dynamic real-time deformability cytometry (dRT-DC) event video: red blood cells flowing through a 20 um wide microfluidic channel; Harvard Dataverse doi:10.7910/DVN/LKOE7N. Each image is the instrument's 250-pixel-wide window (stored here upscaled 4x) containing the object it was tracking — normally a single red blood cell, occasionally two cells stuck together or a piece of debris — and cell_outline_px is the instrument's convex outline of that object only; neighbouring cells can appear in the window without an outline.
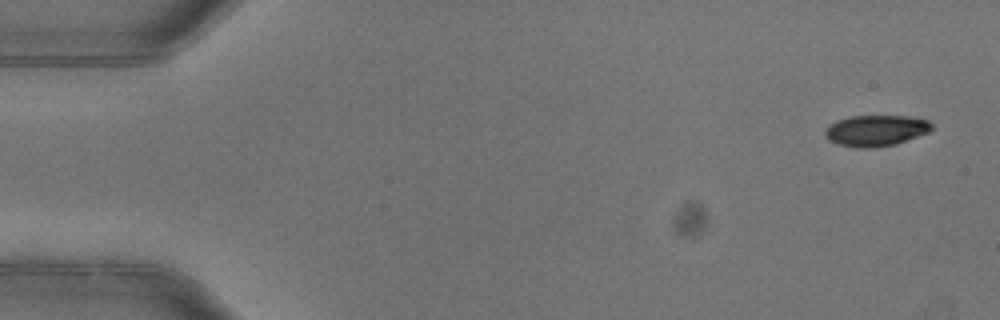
{"species": "common noctule bat (a hibernating species)", "species_latin": "Nyctalus noctula", "temperature_condition": "warm", "stored_images_in_passage": 6, "camera_frame_rate_fps": 3000, "um_per_image_px": 0.085, "animal": {"sex": "female"}, "frame": {"image": 1, "passage_image": 1, "time_ms": 0.0, "image_size_px": [1000, 320], "cell_outline_px": [[932, 128], [928, 132], [896, 144], [872, 148], [856, 148], [840, 144], [828, 140], [824, 136], [824, 132], [832, 124], [840, 120], [852, 116], [912, 116], [928, 120], [932, 124]], "centroid_in_image_um": [74.48, 11.1], "position_along_channel_um": 10.5, "area_um2": 19.13}}
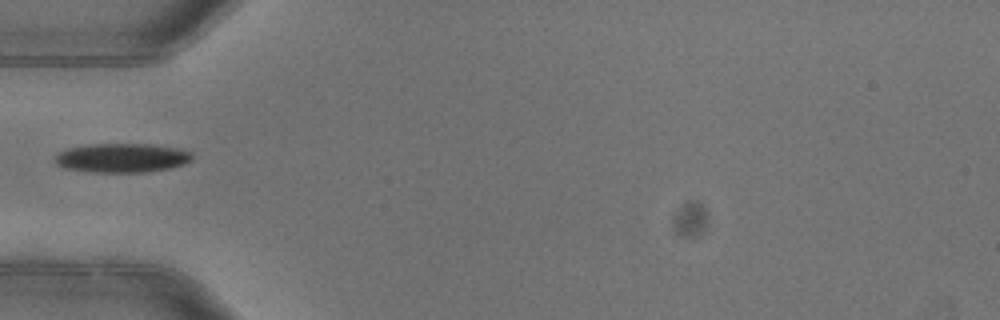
{"frame": {"image": 2, "passage_image": 5, "time_ms": 1.333, "image_size_px": [1000, 320], "cell_outline_px": [[192, 160], [184, 164], [168, 168], [148, 172], [92, 172], [64, 168], [56, 164], [56, 156], [60, 152], [68, 148], [88, 144], [152, 144], [184, 148], [192, 152]], "centroid_in_image_um": [10.42, 13.41], "position_along_channel_um": 74.6, "area_um2": 23.47}}
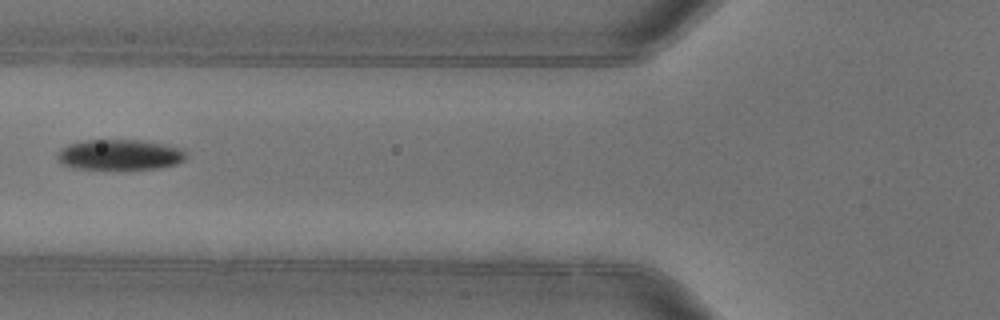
{"frame": {"image": 3, "passage_image": 6, "time_ms": 1.667, "image_size_px": [1000, 320], "cell_outline_px": [[184, 160], [176, 164], [156, 168], [72, 168], [60, 164], [56, 156], [60, 148], [68, 144], [88, 140], [144, 140], [184, 148]], "centroid_in_image_um": [10.14, 13.13], "position_along_channel_um": 115.7, "area_um2": 22.72}}